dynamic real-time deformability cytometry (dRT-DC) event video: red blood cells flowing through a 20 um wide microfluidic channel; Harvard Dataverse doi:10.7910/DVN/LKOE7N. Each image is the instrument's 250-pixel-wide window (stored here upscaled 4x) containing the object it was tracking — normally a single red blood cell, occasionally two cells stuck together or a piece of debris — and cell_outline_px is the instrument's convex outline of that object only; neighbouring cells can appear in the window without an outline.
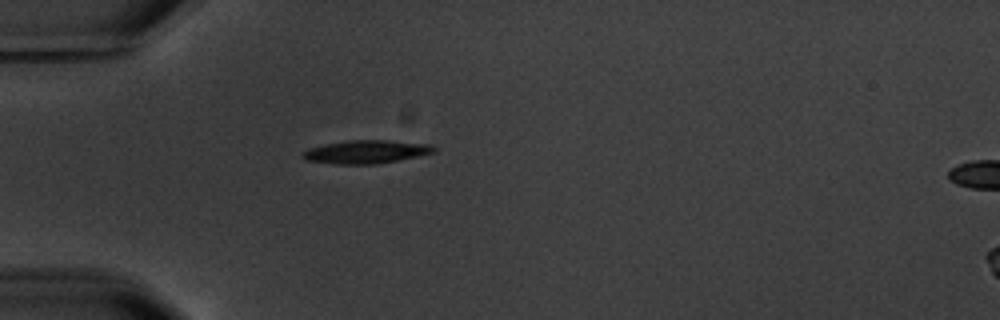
{"species": "common noctule bat (a hibernating species)", "species_latin": "Nyctalus noctula", "temperature_condition": "warm", "stored_images_in_passage": 1, "camera_frame_rate_fps": 3000, "um_per_image_px": 0.085, "animal": {"sex": "male", "body_mass_g": 20.1, "forearm_length_mm": 53.5}, "frame": {"image": 1, "passage_image": 1, "time_ms": 0.0, "image_size_px": [1000, 320], "cell_outline_px": [[436, 152], [376, 164], [336, 164], [304, 160], [300, 156], [300, 152], [308, 148], [324, 144], [348, 140], [388, 140], [432, 144], [436, 148]], "centroid_in_image_um": [31.07, 12.9], "position_along_channel_um": 53.9, "area_um2": 17.92}}